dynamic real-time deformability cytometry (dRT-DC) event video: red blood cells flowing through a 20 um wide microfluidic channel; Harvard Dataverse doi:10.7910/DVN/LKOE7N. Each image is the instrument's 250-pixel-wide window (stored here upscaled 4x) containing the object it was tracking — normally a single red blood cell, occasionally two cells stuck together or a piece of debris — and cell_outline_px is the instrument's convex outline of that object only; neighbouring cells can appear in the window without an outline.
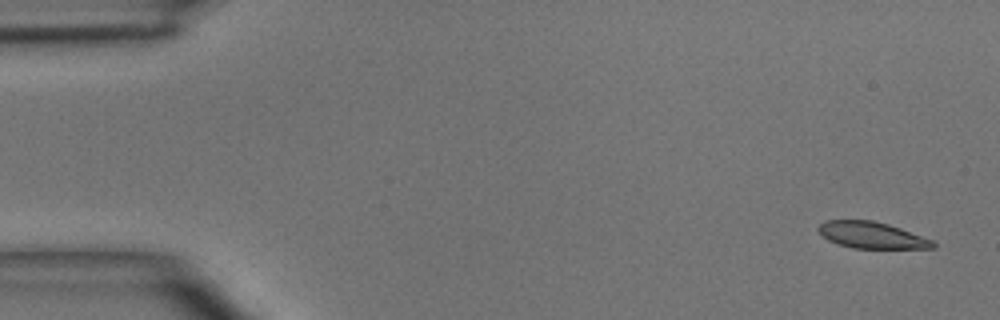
{"species": "common noctule bat (a hibernating species)", "species_latin": "Nyctalus noctula", "temperature_condition": "room temperature", "stored_images_in_passage": 4, "camera_frame_rate_fps": 3000, "um_per_image_px": 0.085, "animal": {"sex": "male", "body_mass_g": 15.6}, "frame": {"image": 1, "passage_image": 1, "time_ms": 0.0, "image_size_px": [1000, 320], "cell_outline_px": [[936, 248], [852, 248], [828, 240], [816, 228], [820, 224], [828, 220], [872, 220], [888, 224], [900, 228], [932, 240], [936, 244]], "centroid_in_image_um": [74.1, 19.98], "position_along_channel_um": 10.9, "area_um2": 17.46}}
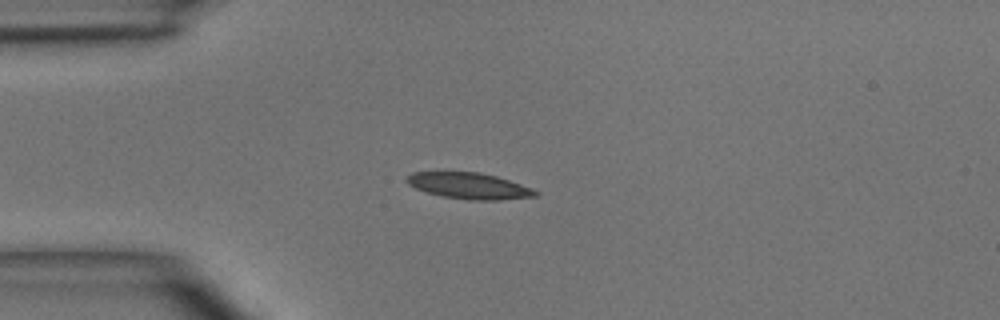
{"frame": {"image": 2, "passage_image": 3, "time_ms": 3.333, "image_size_px": [1000, 320], "cell_outline_px": [[540, 192], [536, 196], [500, 200], [468, 200], [440, 196], [416, 188], [408, 184], [404, 180], [412, 172], [480, 172], [496, 176], [520, 184]], "centroid_in_image_um": [39.86, 15.8], "position_along_channel_um": 45.1, "area_um2": 19.54}}